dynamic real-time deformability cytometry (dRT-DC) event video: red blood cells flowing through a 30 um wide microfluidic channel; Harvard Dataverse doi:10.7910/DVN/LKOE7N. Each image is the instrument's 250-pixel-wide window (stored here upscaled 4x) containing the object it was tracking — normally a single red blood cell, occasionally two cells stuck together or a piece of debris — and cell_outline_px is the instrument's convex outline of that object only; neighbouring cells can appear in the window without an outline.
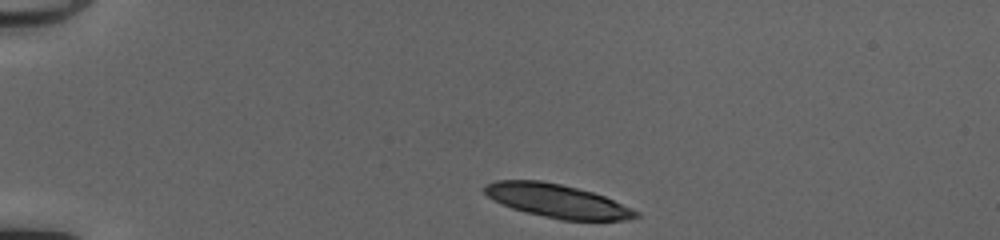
{"species": "common noctule bat (a hibernating species)", "species_latin": "Nyctalus noctula", "temperature_condition": "cold", "stored_images_in_passage": 17, "camera_frame_rate_fps": 3000, "um_per_image_px": 0.085, "animal": {"sex": "female", "body_mass_g": 20.0, "forearm_length_mm": 54.0}, "frame": {"image": 1, "passage_image": 1, "time_ms": 0.0, "image_size_px": [1000, 240], "cell_outline_px": [[640, 216], [628, 220], [560, 220], [524, 212], [500, 204], [488, 196], [484, 192], [484, 184], [496, 180], [540, 180], [560, 184], [592, 192], [604, 196], [632, 208], [640, 212]], "centroid_in_image_um": [47.35, 17.08], "position_along_channel_um": 37.6, "area_um2": 29.59}}